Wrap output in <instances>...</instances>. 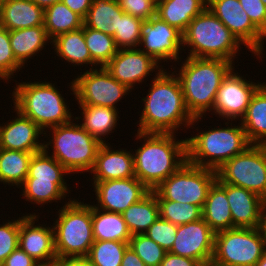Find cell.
Wrapping results in <instances>:
<instances>
[{"label": "cell", "instance_id": "cell-1", "mask_svg": "<svg viewBox=\"0 0 266 266\" xmlns=\"http://www.w3.org/2000/svg\"><path fill=\"white\" fill-rule=\"evenodd\" d=\"M139 118L138 132L174 133L178 128H191L202 117H193L185 104L184 95L177 76L166 69L155 73ZM194 123V124H193Z\"/></svg>", "mask_w": 266, "mask_h": 266}, {"label": "cell", "instance_id": "cell-2", "mask_svg": "<svg viewBox=\"0 0 266 266\" xmlns=\"http://www.w3.org/2000/svg\"><path fill=\"white\" fill-rule=\"evenodd\" d=\"M136 134L144 143L133 154L135 177L153 191L187 162V140L176 141L174 133Z\"/></svg>", "mask_w": 266, "mask_h": 266}, {"label": "cell", "instance_id": "cell-3", "mask_svg": "<svg viewBox=\"0 0 266 266\" xmlns=\"http://www.w3.org/2000/svg\"><path fill=\"white\" fill-rule=\"evenodd\" d=\"M177 76L189 113L193 117L205 116L212 110L222 80L235 64L220 58L186 57ZM179 72V73H175Z\"/></svg>", "mask_w": 266, "mask_h": 266}, {"label": "cell", "instance_id": "cell-4", "mask_svg": "<svg viewBox=\"0 0 266 266\" xmlns=\"http://www.w3.org/2000/svg\"><path fill=\"white\" fill-rule=\"evenodd\" d=\"M59 90L54 83L29 81L18 83L12 92L14 108L36 123L44 131V136L47 135L46 138V132L49 131H45V128L69 123L73 118L76 121L82 118L71 115L72 112Z\"/></svg>", "mask_w": 266, "mask_h": 266}, {"label": "cell", "instance_id": "cell-5", "mask_svg": "<svg viewBox=\"0 0 266 266\" xmlns=\"http://www.w3.org/2000/svg\"><path fill=\"white\" fill-rule=\"evenodd\" d=\"M228 123L230 122L224 123L226 127L209 128L187 137V161L217 171L226 161L252 145L241 123L239 126H232L230 123V127Z\"/></svg>", "mask_w": 266, "mask_h": 266}, {"label": "cell", "instance_id": "cell-6", "mask_svg": "<svg viewBox=\"0 0 266 266\" xmlns=\"http://www.w3.org/2000/svg\"><path fill=\"white\" fill-rule=\"evenodd\" d=\"M183 34L188 57L220 58L234 64L241 43L207 7L189 23Z\"/></svg>", "mask_w": 266, "mask_h": 266}, {"label": "cell", "instance_id": "cell-7", "mask_svg": "<svg viewBox=\"0 0 266 266\" xmlns=\"http://www.w3.org/2000/svg\"><path fill=\"white\" fill-rule=\"evenodd\" d=\"M68 200L53 225L57 258H86L94 243L92 205Z\"/></svg>", "mask_w": 266, "mask_h": 266}, {"label": "cell", "instance_id": "cell-8", "mask_svg": "<svg viewBox=\"0 0 266 266\" xmlns=\"http://www.w3.org/2000/svg\"><path fill=\"white\" fill-rule=\"evenodd\" d=\"M74 120L75 118L69 123L47 129L53 131V136L49 142L44 141V150L69 173L81 174L92 170L102 143ZM49 145L53 149L52 154L48 152Z\"/></svg>", "mask_w": 266, "mask_h": 266}, {"label": "cell", "instance_id": "cell-9", "mask_svg": "<svg viewBox=\"0 0 266 266\" xmlns=\"http://www.w3.org/2000/svg\"><path fill=\"white\" fill-rule=\"evenodd\" d=\"M266 249L263 227H234L215 233L210 266H255Z\"/></svg>", "mask_w": 266, "mask_h": 266}, {"label": "cell", "instance_id": "cell-10", "mask_svg": "<svg viewBox=\"0 0 266 266\" xmlns=\"http://www.w3.org/2000/svg\"><path fill=\"white\" fill-rule=\"evenodd\" d=\"M217 179L216 170L188 161L153 190L157 200L189 203L203 208L209 188Z\"/></svg>", "mask_w": 266, "mask_h": 266}, {"label": "cell", "instance_id": "cell-11", "mask_svg": "<svg viewBox=\"0 0 266 266\" xmlns=\"http://www.w3.org/2000/svg\"><path fill=\"white\" fill-rule=\"evenodd\" d=\"M216 172L219 182L242 187L266 200V145H250Z\"/></svg>", "mask_w": 266, "mask_h": 266}, {"label": "cell", "instance_id": "cell-12", "mask_svg": "<svg viewBox=\"0 0 266 266\" xmlns=\"http://www.w3.org/2000/svg\"><path fill=\"white\" fill-rule=\"evenodd\" d=\"M77 104L118 109L116 104L129 94L126 85L117 81L105 67L86 70L70 82Z\"/></svg>", "mask_w": 266, "mask_h": 266}, {"label": "cell", "instance_id": "cell-13", "mask_svg": "<svg viewBox=\"0 0 266 266\" xmlns=\"http://www.w3.org/2000/svg\"><path fill=\"white\" fill-rule=\"evenodd\" d=\"M207 7L252 54L262 58L266 36L252 23L239 0H208Z\"/></svg>", "mask_w": 266, "mask_h": 266}, {"label": "cell", "instance_id": "cell-14", "mask_svg": "<svg viewBox=\"0 0 266 266\" xmlns=\"http://www.w3.org/2000/svg\"><path fill=\"white\" fill-rule=\"evenodd\" d=\"M261 85V82L247 81L233 68L222 80L211 112L231 122L238 118L241 120L252 96Z\"/></svg>", "mask_w": 266, "mask_h": 266}, {"label": "cell", "instance_id": "cell-15", "mask_svg": "<svg viewBox=\"0 0 266 266\" xmlns=\"http://www.w3.org/2000/svg\"><path fill=\"white\" fill-rule=\"evenodd\" d=\"M141 45L140 50L159 64L171 59L178 62L181 59L179 53L183 49V34L155 15L143 24L139 46Z\"/></svg>", "mask_w": 266, "mask_h": 266}, {"label": "cell", "instance_id": "cell-16", "mask_svg": "<svg viewBox=\"0 0 266 266\" xmlns=\"http://www.w3.org/2000/svg\"><path fill=\"white\" fill-rule=\"evenodd\" d=\"M215 232L203 218L177 226L170 253L201 261L210 266L214 253Z\"/></svg>", "mask_w": 266, "mask_h": 266}, {"label": "cell", "instance_id": "cell-17", "mask_svg": "<svg viewBox=\"0 0 266 266\" xmlns=\"http://www.w3.org/2000/svg\"><path fill=\"white\" fill-rule=\"evenodd\" d=\"M92 185L98 203L93 206L115 213L124 212L150 192L136 177L94 182Z\"/></svg>", "mask_w": 266, "mask_h": 266}, {"label": "cell", "instance_id": "cell-18", "mask_svg": "<svg viewBox=\"0 0 266 266\" xmlns=\"http://www.w3.org/2000/svg\"><path fill=\"white\" fill-rule=\"evenodd\" d=\"M38 216L30 213L20 217L18 247L40 265L53 266L57 260L53 225L51 227L44 224L35 225Z\"/></svg>", "mask_w": 266, "mask_h": 266}, {"label": "cell", "instance_id": "cell-19", "mask_svg": "<svg viewBox=\"0 0 266 266\" xmlns=\"http://www.w3.org/2000/svg\"><path fill=\"white\" fill-rule=\"evenodd\" d=\"M140 48L118 49L105 68L121 84L130 90L140 84L150 73L161 72L163 67Z\"/></svg>", "mask_w": 266, "mask_h": 266}, {"label": "cell", "instance_id": "cell-20", "mask_svg": "<svg viewBox=\"0 0 266 266\" xmlns=\"http://www.w3.org/2000/svg\"><path fill=\"white\" fill-rule=\"evenodd\" d=\"M17 116L8 123L0 124V148L37 153L44 149L39 136L44 131L30 118L14 108Z\"/></svg>", "mask_w": 266, "mask_h": 266}, {"label": "cell", "instance_id": "cell-21", "mask_svg": "<svg viewBox=\"0 0 266 266\" xmlns=\"http://www.w3.org/2000/svg\"><path fill=\"white\" fill-rule=\"evenodd\" d=\"M232 228L263 227L264 199L239 186L226 184Z\"/></svg>", "mask_w": 266, "mask_h": 266}, {"label": "cell", "instance_id": "cell-22", "mask_svg": "<svg viewBox=\"0 0 266 266\" xmlns=\"http://www.w3.org/2000/svg\"><path fill=\"white\" fill-rule=\"evenodd\" d=\"M109 145L110 143H102L100 146L95 164L90 171L93 174L91 180L102 182L135 177L133 152L124 148L114 150Z\"/></svg>", "mask_w": 266, "mask_h": 266}, {"label": "cell", "instance_id": "cell-23", "mask_svg": "<svg viewBox=\"0 0 266 266\" xmlns=\"http://www.w3.org/2000/svg\"><path fill=\"white\" fill-rule=\"evenodd\" d=\"M0 25L8 31L44 26V10L31 0H6L0 7Z\"/></svg>", "mask_w": 266, "mask_h": 266}, {"label": "cell", "instance_id": "cell-24", "mask_svg": "<svg viewBox=\"0 0 266 266\" xmlns=\"http://www.w3.org/2000/svg\"><path fill=\"white\" fill-rule=\"evenodd\" d=\"M202 218L215 232L232 228L231 210L226 196V183L217 179L209 188L202 208Z\"/></svg>", "mask_w": 266, "mask_h": 266}, {"label": "cell", "instance_id": "cell-25", "mask_svg": "<svg viewBox=\"0 0 266 266\" xmlns=\"http://www.w3.org/2000/svg\"><path fill=\"white\" fill-rule=\"evenodd\" d=\"M208 0H158L156 16L182 33L207 8Z\"/></svg>", "mask_w": 266, "mask_h": 266}, {"label": "cell", "instance_id": "cell-26", "mask_svg": "<svg viewBox=\"0 0 266 266\" xmlns=\"http://www.w3.org/2000/svg\"><path fill=\"white\" fill-rule=\"evenodd\" d=\"M256 90L240 121L251 144L266 145V83Z\"/></svg>", "mask_w": 266, "mask_h": 266}, {"label": "cell", "instance_id": "cell-27", "mask_svg": "<svg viewBox=\"0 0 266 266\" xmlns=\"http://www.w3.org/2000/svg\"><path fill=\"white\" fill-rule=\"evenodd\" d=\"M53 44V50L56 55L66 62L71 63L74 66H84L88 64L91 67L89 69L97 68L98 66L91 59V54L86 46L84 38V24L81 28L68 33L61 34L51 41ZM84 64V65H83Z\"/></svg>", "mask_w": 266, "mask_h": 266}, {"label": "cell", "instance_id": "cell-28", "mask_svg": "<svg viewBox=\"0 0 266 266\" xmlns=\"http://www.w3.org/2000/svg\"><path fill=\"white\" fill-rule=\"evenodd\" d=\"M9 36L13 55L23 68L28 59L44 50L50 40L44 26L12 30Z\"/></svg>", "mask_w": 266, "mask_h": 266}, {"label": "cell", "instance_id": "cell-29", "mask_svg": "<svg viewBox=\"0 0 266 266\" xmlns=\"http://www.w3.org/2000/svg\"><path fill=\"white\" fill-rule=\"evenodd\" d=\"M94 241L129 242L132 237L121 213L108 212L92 205Z\"/></svg>", "mask_w": 266, "mask_h": 266}, {"label": "cell", "instance_id": "cell-30", "mask_svg": "<svg viewBox=\"0 0 266 266\" xmlns=\"http://www.w3.org/2000/svg\"><path fill=\"white\" fill-rule=\"evenodd\" d=\"M123 13L118 0H93L83 24L113 36Z\"/></svg>", "mask_w": 266, "mask_h": 266}, {"label": "cell", "instance_id": "cell-31", "mask_svg": "<svg viewBox=\"0 0 266 266\" xmlns=\"http://www.w3.org/2000/svg\"><path fill=\"white\" fill-rule=\"evenodd\" d=\"M131 233L143 234L159 217V205L154 191L121 213Z\"/></svg>", "mask_w": 266, "mask_h": 266}, {"label": "cell", "instance_id": "cell-32", "mask_svg": "<svg viewBox=\"0 0 266 266\" xmlns=\"http://www.w3.org/2000/svg\"><path fill=\"white\" fill-rule=\"evenodd\" d=\"M79 109L83 115V123L79 124L101 143H106L105 136L113 133L112 130L117 126L119 111L110 107L92 105H79Z\"/></svg>", "mask_w": 266, "mask_h": 266}, {"label": "cell", "instance_id": "cell-33", "mask_svg": "<svg viewBox=\"0 0 266 266\" xmlns=\"http://www.w3.org/2000/svg\"><path fill=\"white\" fill-rule=\"evenodd\" d=\"M33 154L0 148V182L20 188L28 176Z\"/></svg>", "mask_w": 266, "mask_h": 266}, {"label": "cell", "instance_id": "cell-34", "mask_svg": "<svg viewBox=\"0 0 266 266\" xmlns=\"http://www.w3.org/2000/svg\"><path fill=\"white\" fill-rule=\"evenodd\" d=\"M83 26V19L62 1L44 10V27L50 44L57 36L77 30Z\"/></svg>", "mask_w": 266, "mask_h": 266}, {"label": "cell", "instance_id": "cell-35", "mask_svg": "<svg viewBox=\"0 0 266 266\" xmlns=\"http://www.w3.org/2000/svg\"><path fill=\"white\" fill-rule=\"evenodd\" d=\"M20 187L26 201L41 206L62 200L70 192L66 183H53V180H25Z\"/></svg>", "mask_w": 266, "mask_h": 266}, {"label": "cell", "instance_id": "cell-36", "mask_svg": "<svg viewBox=\"0 0 266 266\" xmlns=\"http://www.w3.org/2000/svg\"><path fill=\"white\" fill-rule=\"evenodd\" d=\"M66 174L70 173L43 149L33 154L25 180H53V183H66Z\"/></svg>", "mask_w": 266, "mask_h": 266}, {"label": "cell", "instance_id": "cell-37", "mask_svg": "<svg viewBox=\"0 0 266 266\" xmlns=\"http://www.w3.org/2000/svg\"><path fill=\"white\" fill-rule=\"evenodd\" d=\"M84 38L91 59L99 67H105L118 52L114 37L84 25Z\"/></svg>", "mask_w": 266, "mask_h": 266}, {"label": "cell", "instance_id": "cell-38", "mask_svg": "<svg viewBox=\"0 0 266 266\" xmlns=\"http://www.w3.org/2000/svg\"><path fill=\"white\" fill-rule=\"evenodd\" d=\"M129 242L94 241L86 260L92 266H120Z\"/></svg>", "mask_w": 266, "mask_h": 266}, {"label": "cell", "instance_id": "cell-39", "mask_svg": "<svg viewBox=\"0 0 266 266\" xmlns=\"http://www.w3.org/2000/svg\"><path fill=\"white\" fill-rule=\"evenodd\" d=\"M160 218L174 225H184L202 218V208L189 203H178L170 200H157Z\"/></svg>", "mask_w": 266, "mask_h": 266}, {"label": "cell", "instance_id": "cell-40", "mask_svg": "<svg viewBox=\"0 0 266 266\" xmlns=\"http://www.w3.org/2000/svg\"><path fill=\"white\" fill-rule=\"evenodd\" d=\"M145 21L123 13L119 27L113 35L118 49H128L139 47L142 28Z\"/></svg>", "mask_w": 266, "mask_h": 266}, {"label": "cell", "instance_id": "cell-41", "mask_svg": "<svg viewBox=\"0 0 266 266\" xmlns=\"http://www.w3.org/2000/svg\"><path fill=\"white\" fill-rule=\"evenodd\" d=\"M128 244L146 266H159L167 253L145 234L132 235Z\"/></svg>", "mask_w": 266, "mask_h": 266}, {"label": "cell", "instance_id": "cell-42", "mask_svg": "<svg viewBox=\"0 0 266 266\" xmlns=\"http://www.w3.org/2000/svg\"><path fill=\"white\" fill-rule=\"evenodd\" d=\"M22 67L13 55L9 31L0 25V79L7 80L6 83L11 81L9 79Z\"/></svg>", "mask_w": 266, "mask_h": 266}, {"label": "cell", "instance_id": "cell-43", "mask_svg": "<svg viewBox=\"0 0 266 266\" xmlns=\"http://www.w3.org/2000/svg\"><path fill=\"white\" fill-rule=\"evenodd\" d=\"M143 234L169 252L177 234V225L158 218Z\"/></svg>", "mask_w": 266, "mask_h": 266}, {"label": "cell", "instance_id": "cell-44", "mask_svg": "<svg viewBox=\"0 0 266 266\" xmlns=\"http://www.w3.org/2000/svg\"><path fill=\"white\" fill-rule=\"evenodd\" d=\"M20 217L16 220H8L0 225V265L18 248Z\"/></svg>", "mask_w": 266, "mask_h": 266}, {"label": "cell", "instance_id": "cell-45", "mask_svg": "<svg viewBox=\"0 0 266 266\" xmlns=\"http://www.w3.org/2000/svg\"><path fill=\"white\" fill-rule=\"evenodd\" d=\"M118 3L125 13L143 21L156 15V0H118Z\"/></svg>", "mask_w": 266, "mask_h": 266}, {"label": "cell", "instance_id": "cell-46", "mask_svg": "<svg viewBox=\"0 0 266 266\" xmlns=\"http://www.w3.org/2000/svg\"><path fill=\"white\" fill-rule=\"evenodd\" d=\"M252 23L266 36V6L261 0H239Z\"/></svg>", "mask_w": 266, "mask_h": 266}, {"label": "cell", "instance_id": "cell-47", "mask_svg": "<svg viewBox=\"0 0 266 266\" xmlns=\"http://www.w3.org/2000/svg\"><path fill=\"white\" fill-rule=\"evenodd\" d=\"M1 266H40V264L18 247L4 260Z\"/></svg>", "mask_w": 266, "mask_h": 266}, {"label": "cell", "instance_id": "cell-48", "mask_svg": "<svg viewBox=\"0 0 266 266\" xmlns=\"http://www.w3.org/2000/svg\"><path fill=\"white\" fill-rule=\"evenodd\" d=\"M159 266H205L201 261L174 255L170 252L165 254Z\"/></svg>", "mask_w": 266, "mask_h": 266}, {"label": "cell", "instance_id": "cell-49", "mask_svg": "<svg viewBox=\"0 0 266 266\" xmlns=\"http://www.w3.org/2000/svg\"><path fill=\"white\" fill-rule=\"evenodd\" d=\"M73 12L79 15L83 20L86 18L93 0H61Z\"/></svg>", "mask_w": 266, "mask_h": 266}, {"label": "cell", "instance_id": "cell-50", "mask_svg": "<svg viewBox=\"0 0 266 266\" xmlns=\"http://www.w3.org/2000/svg\"><path fill=\"white\" fill-rule=\"evenodd\" d=\"M120 266H146L141 258L128 246L124 252Z\"/></svg>", "mask_w": 266, "mask_h": 266}, {"label": "cell", "instance_id": "cell-51", "mask_svg": "<svg viewBox=\"0 0 266 266\" xmlns=\"http://www.w3.org/2000/svg\"><path fill=\"white\" fill-rule=\"evenodd\" d=\"M53 266H92L86 258H57Z\"/></svg>", "mask_w": 266, "mask_h": 266}, {"label": "cell", "instance_id": "cell-52", "mask_svg": "<svg viewBox=\"0 0 266 266\" xmlns=\"http://www.w3.org/2000/svg\"><path fill=\"white\" fill-rule=\"evenodd\" d=\"M33 1L38 7H41L43 10L46 8L54 5L56 2H60L61 0H31Z\"/></svg>", "mask_w": 266, "mask_h": 266}, {"label": "cell", "instance_id": "cell-53", "mask_svg": "<svg viewBox=\"0 0 266 266\" xmlns=\"http://www.w3.org/2000/svg\"><path fill=\"white\" fill-rule=\"evenodd\" d=\"M255 266H266V249L264 250L262 257L257 261Z\"/></svg>", "mask_w": 266, "mask_h": 266}, {"label": "cell", "instance_id": "cell-54", "mask_svg": "<svg viewBox=\"0 0 266 266\" xmlns=\"http://www.w3.org/2000/svg\"><path fill=\"white\" fill-rule=\"evenodd\" d=\"M6 0H0V7Z\"/></svg>", "mask_w": 266, "mask_h": 266}, {"label": "cell", "instance_id": "cell-55", "mask_svg": "<svg viewBox=\"0 0 266 266\" xmlns=\"http://www.w3.org/2000/svg\"><path fill=\"white\" fill-rule=\"evenodd\" d=\"M263 3H264V5L266 6V0H261Z\"/></svg>", "mask_w": 266, "mask_h": 266}]
</instances>
